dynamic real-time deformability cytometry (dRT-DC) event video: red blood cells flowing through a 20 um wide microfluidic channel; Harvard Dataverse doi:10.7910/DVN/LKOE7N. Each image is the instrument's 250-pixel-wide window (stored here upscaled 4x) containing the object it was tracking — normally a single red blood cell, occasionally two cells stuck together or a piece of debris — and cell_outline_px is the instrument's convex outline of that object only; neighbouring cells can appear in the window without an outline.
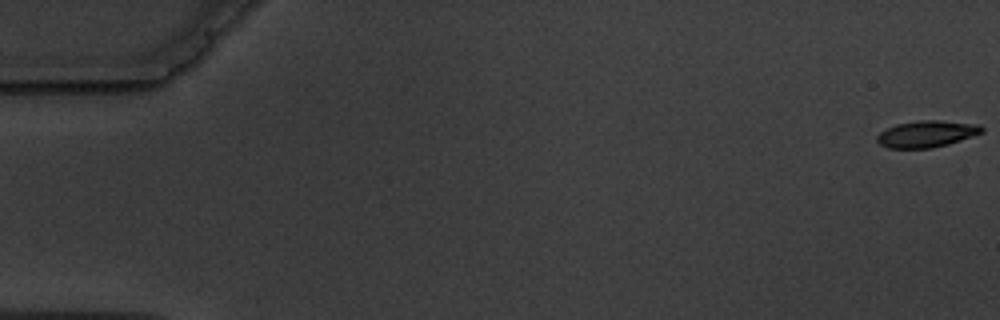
{"species": "common noctule bat (a hibernating species)", "species_latin": "Nyctalus noctula", "temperature_condition": "warm", "stored_images_in_passage": 5, "camera_frame_rate_fps": 3000, "um_per_image_px": 0.085, "animal": {"sex": "male", "body_mass_g": 19.5, "forearm_length_mm": 54.6}, "frame": {"image": 1, "passage_image": 1, "time_ms": 0.0, "image_size_px": [1000, 320], "cell_outline_px": [[984, 132], [948, 144], [932, 148], [888, 148], [880, 144], [876, 140], [876, 136], [880, 132], [896, 124], [920, 120], [936, 120], [980, 124], [984, 128]], "centroid_in_image_um": [78.77, 11.38], "position_along_channel_um": 6.2, "area_um2": 16.24}}
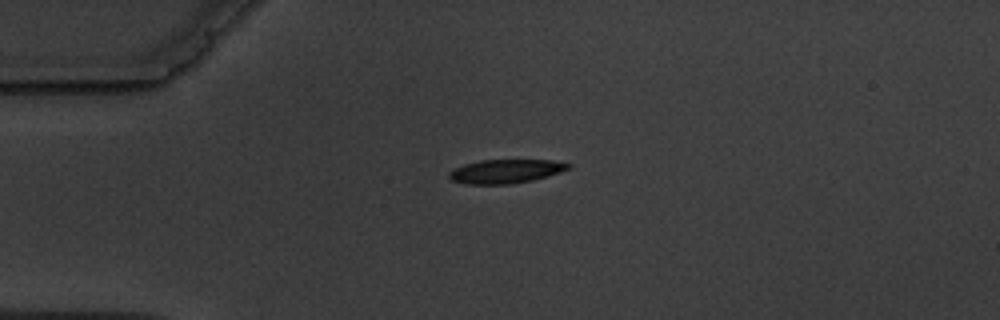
{"frame": {"image": 2, "passage_image": 4, "time_ms": 4.667, "image_size_px": [1000, 320], "cell_outline_px": [[572, 168], [548, 176], [532, 180], [512, 184], [468, 184], [452, 180], [448, 176], [448, 172], [464, 164], [480, 160], [552, 160], [572, 164]], "centroid_in_image_um": [43.01, 14.56], "position_along_channel_um": 42.0, "area_um2": 16.59}}